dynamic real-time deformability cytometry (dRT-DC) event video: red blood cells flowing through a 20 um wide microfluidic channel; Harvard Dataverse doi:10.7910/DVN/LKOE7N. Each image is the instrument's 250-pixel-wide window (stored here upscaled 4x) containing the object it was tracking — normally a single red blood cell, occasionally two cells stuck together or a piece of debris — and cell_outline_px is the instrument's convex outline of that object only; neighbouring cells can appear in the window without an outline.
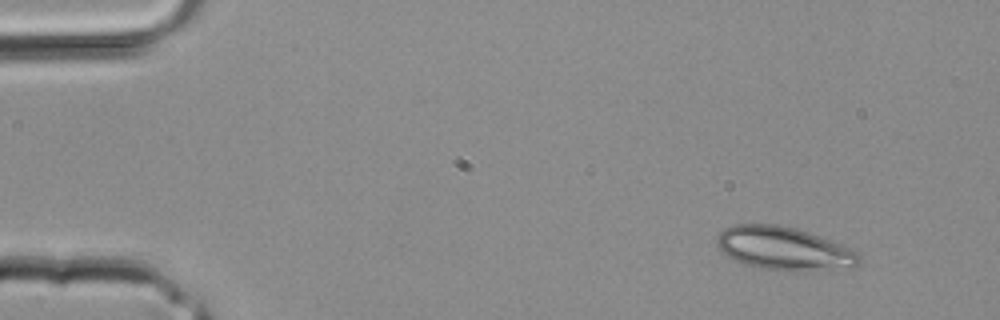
{"species": "common noctule bat (a hibernating species)", "species_latin": "Nyctalus noctula", "temperature_condition": "room temperature", "stored_images_in_passage": 4, "camera_frame_rate_fps": 3000, "um_per_image_px": 0.085, "animal": {"sex": "male", "body_mass_g": 20.4}, "frame": {"image": 1, "passage_image": 1, "time_ms": 0.0, "image_size_px": [1000, 320], "cell_outline_px": [[860, 260], [856, 264], [808, 268], [760, 268], [744, 264], [728, 256], [716, 244], [716, 236], [724, 228], [736, 224], [776, 224], [796, 228], [808, 232], [840, 244], [856, 252], [860, 256]], "centroid_in_image_um": [66.47, 21.03], "position_along_channel_um": 18.5, "area_um2": 33.87}}
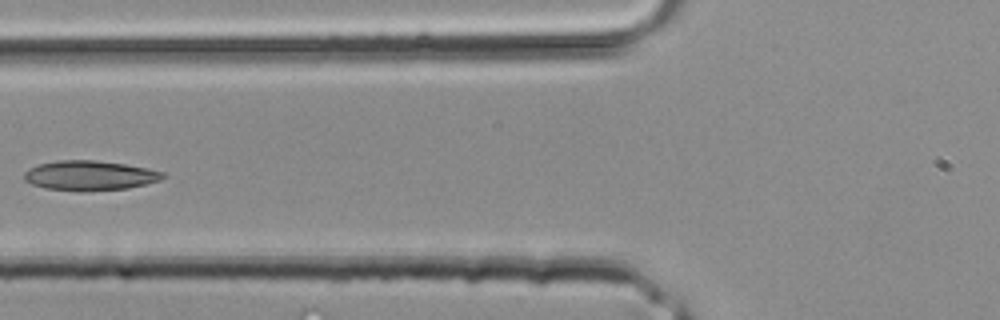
{"frame": {"image": 2, "passage_image": 4, "time_ms": 1.0, "image_size_px": [1000, 320], "cell_outline_px": [[168, 176], [160, 180], [128, 188], [88, 192], [44, 188], [32, 184], [24, 180], [24, 172], [28, 168], [40, 164], [60, 160], [92, 160], [124, 164], [148, 168], [164, 172]], "centroid_in_image_um": [7.64, 14.93], "position_along_channel_um": 118.2, "area_um2": 24.16}}